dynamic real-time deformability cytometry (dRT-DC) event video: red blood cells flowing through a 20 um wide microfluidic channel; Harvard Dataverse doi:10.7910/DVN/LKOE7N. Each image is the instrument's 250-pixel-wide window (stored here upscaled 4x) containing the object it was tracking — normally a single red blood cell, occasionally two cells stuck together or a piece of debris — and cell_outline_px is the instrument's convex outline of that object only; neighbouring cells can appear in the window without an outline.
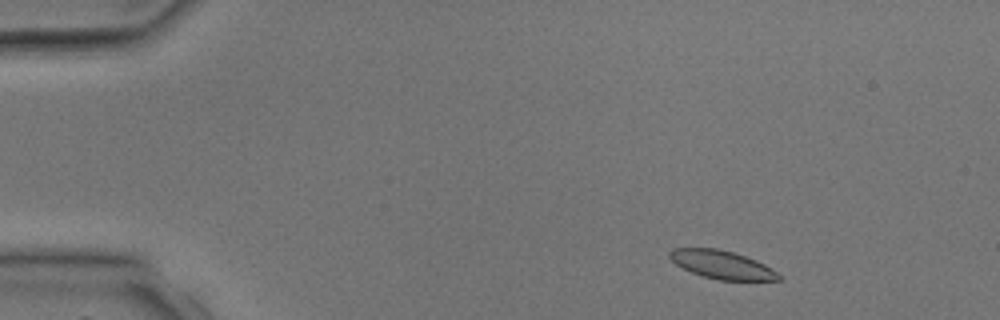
{"species": "common noctule bat (a hibernating species)", "species_latin": "Nyctalus noctula", "temperature_condition": "room temperature", "stored_images_in_passage": 5, "segment_of_instrument_passage": [2, 2], "camera_frame_rate_fps": 3000, "um_per_image_px": 0.085, "animal": {"sex": "male", "body_mass_g": 17.9, "forearm_length_mm": 54.2}, "frame": {"image": 1, "passage_image": 5, "time_ms": 5.0, "image_size_px": [1000, 320], "cell_outline_px": [[780, 280], [720, 280], [704, 276], [692, 272], [676, 264], [668, 256], [668, 252], [672, 248], [716, 248], [732, 252], [756, 260], [772, 268], [780, 276]], "centroid_in_image_um": [61.34, 22.49], "position_along_channel_um": 23.7, "area_um2": 17.69}}